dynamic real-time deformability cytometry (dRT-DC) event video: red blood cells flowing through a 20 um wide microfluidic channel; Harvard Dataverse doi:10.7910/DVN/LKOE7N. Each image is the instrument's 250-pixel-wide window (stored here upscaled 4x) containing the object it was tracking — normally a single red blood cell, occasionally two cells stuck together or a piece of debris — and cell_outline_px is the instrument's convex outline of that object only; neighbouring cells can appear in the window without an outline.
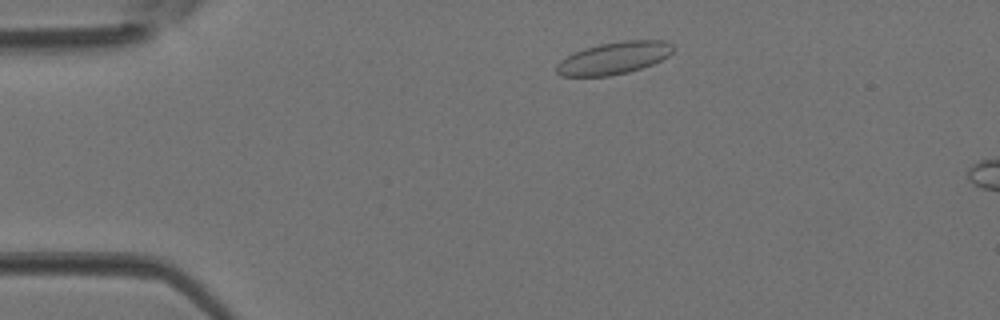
{"species": "Egyptian fruit bat (a non-hibernating species)", "species_latin": "Rousettus aegyptiacus", "temperature_condition": "room temperature", "stored_images_in_passage": 3, "camera_frame_rate_fps": 3000, "um_per_image_px": 0.085, "animal": {"sex": "female"}, "frame": {"image": 1, "passage_image": 1, "time_ms": 0.0, "image_size_px": [1000, 320], "cell_outline_px": [[676, 48], [668, 56], [652, 64], [628, 72], [608, 76], [560, 76], [556, 72], [556, 64], [560, 60], [584, 48], [600, 44], [624, 40], [664, 40], [672, 44]], "centroid_in_image_um": [52.19, 4.93], "position_along_channel_um": 32.8, "area_um2": 21.85}}